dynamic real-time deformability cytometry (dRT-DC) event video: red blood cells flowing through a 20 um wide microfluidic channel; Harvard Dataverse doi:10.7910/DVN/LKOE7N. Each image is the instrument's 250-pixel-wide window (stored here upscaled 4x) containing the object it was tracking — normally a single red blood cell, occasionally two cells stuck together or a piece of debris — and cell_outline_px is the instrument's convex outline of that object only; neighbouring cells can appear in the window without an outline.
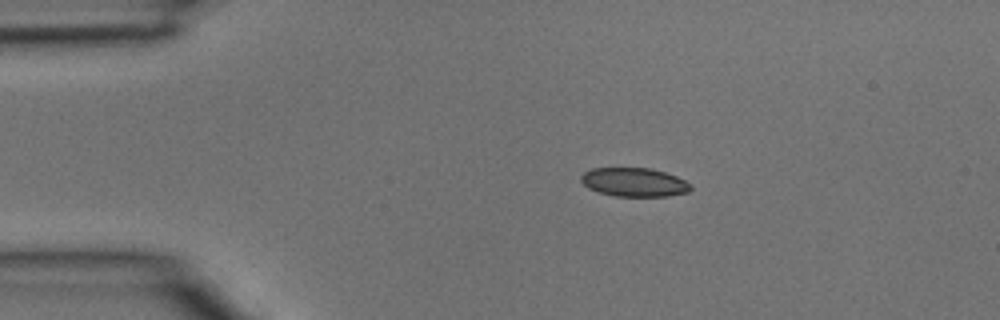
{"species": "common noctule bat (a hibernating species)", "species_latin": "Nyctalus noctula", "temperature_condition": "room temperature", "stored_images_in_passage": 2, "camera_frame_rate_fps": 3000, "um_per_image_px": 0.085, "animal": {"sex": "male", "body_mass_g": 15.6}, "frame": {"image": 1, "passage_image": 1, "time_ms": 0.0, "image_size_px": [1000, 320], "cell_outline_px": [[692, 188], [688, 192], [668, 196], [616, 196], [600, 192], [588, 188], [580, 180], [580, 176], [584, 172], [592, 168], [652, 168], [676, 176], [692, 184]], "centroid_in_image_um": [53.91, 15.48], "position_along_channel_um": 31.1, "area_um2": 18.38}}